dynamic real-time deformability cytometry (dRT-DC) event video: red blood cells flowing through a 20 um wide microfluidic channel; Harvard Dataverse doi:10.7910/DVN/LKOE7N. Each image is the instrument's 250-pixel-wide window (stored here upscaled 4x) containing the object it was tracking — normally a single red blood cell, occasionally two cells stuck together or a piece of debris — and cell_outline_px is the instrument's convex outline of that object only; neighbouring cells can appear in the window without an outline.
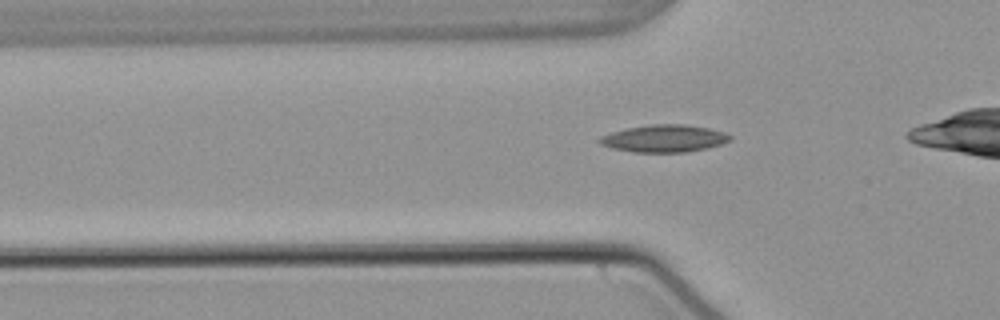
{"species": "common noctule bat (a hibernating species)", "species_latin": "Nyctalus noctula", "temperature_condition": "warm", "stored_images_in_passage": 39, "camera_frame_rate_fps": 3000, "um_per_image_px": 0.085, "animal": {"sex": "male", "body_mass_g": 21.5, "forearm_length_mm": 52.0}, "frame": {"image": 1, "passage_image": 9, "time_ms": 2.667, "image_size_px": [1000, 320], "cell_outline_px": [[732, 136], [728, 140], [720, 144], [708, 148], [684, 152], [636, 152], [612, 148], [600, 144], [596, 140], [600, 136], [612, 132], [628, 128], [652, 124], [684, 124], [708, 128], [724, 132]], "centroid_in_image_um": [56.43, 11.77], "position_along_channel_um": 69.4, "area_um2": 20.58}}
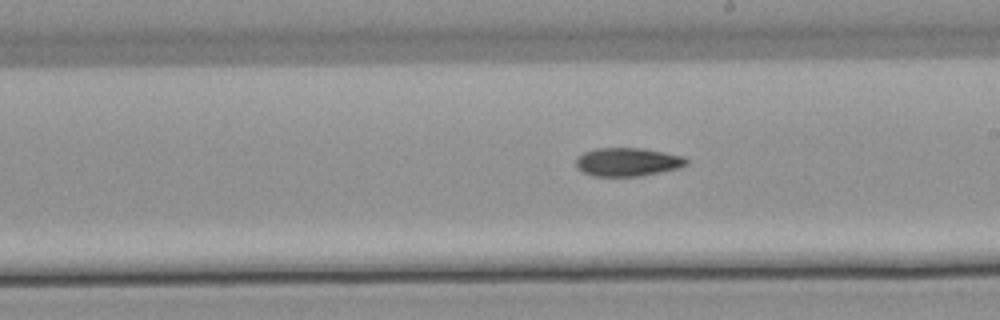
{"frame": {"image": 2, "passage_image": 22, "time_ms": 7.0, "image_size_px": [1000, 320], "cell_outline_px": [[688, 164], [676, 168], [640, 176], [592, 176], [576, 168], [576, 160], [584, 152], [596, 148], [640, 148], [664, 152], [684, 156], [688, 160]], "centroid_in_image_um": [53.33, 13.76], "position_along_channel_um": 235.7, "area_um2": 18.15}}
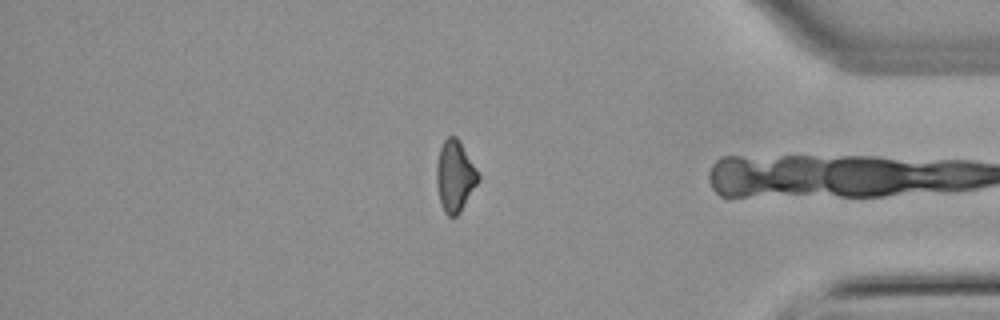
{"frame": {"image": 3, "passage_image": 37, "time_ms": 12.0, "image_size_px": [1000, 320], "cell_outline_px": [[480, 180], [460, 212], [456, 216], [448, 216], [444, 212], [440, 204], [436, 180], [436, 164], [440, 148], [444, 140], [448, 136], [456, 136], [460, 140], [480, 172]], "centroid_in_image_um": [38.69, 14.95], "position_along_channel_um": 396.5, "area_um2": 17.69}}